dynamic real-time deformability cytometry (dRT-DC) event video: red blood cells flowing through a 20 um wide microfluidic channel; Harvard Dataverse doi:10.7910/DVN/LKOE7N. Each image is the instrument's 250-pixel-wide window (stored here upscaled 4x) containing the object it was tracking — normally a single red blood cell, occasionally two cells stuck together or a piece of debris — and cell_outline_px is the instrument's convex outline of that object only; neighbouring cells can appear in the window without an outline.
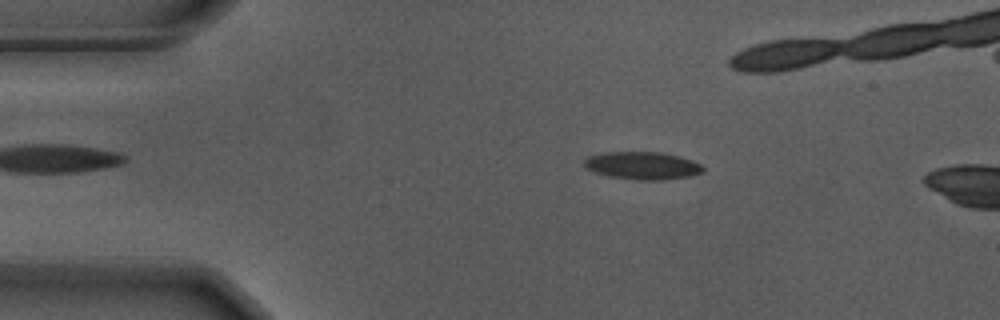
{"species": "Egyptian fruit bat (a non-hibernating species)", "species_latin": "Rousettus aegyptiacus", "temperature_condition": "warm", "stored_images_in_passage": 46, "camera_frame_rate_fps": 3000, "um_per_image_px": 0.085, "animal": {"sex": "male"}, "frame": {"image": 1, "passage_image": 10, "time_ms": 3.0, "image_size_px": [1000, 320], "cell_outline_px": [[704, 172], [688, 176], [664, 180], [636, 180], [608, 176], [596, 172], [588, 168], [584, 164], [584, 160], [588, 156], [604, 152], [660, 152], [692, 160], [700, 164], [704, 168]], "centroid_in_image_um": [54.61, 14.08], "position_along_channel_um": 30.4, "area_um2": 19.02}}
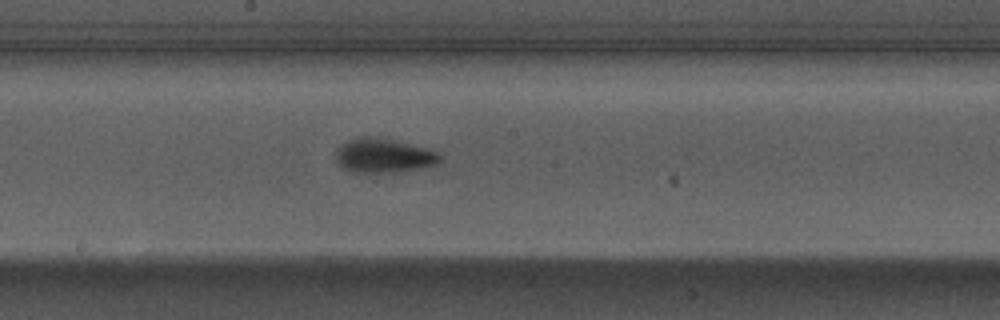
{"frame": {"image": 2, "passage_image": 29, "time_ms": 9.333, "image_size_px": [1000, 320], "cell_outline_px": [[440, 160], [436, 164], [424, 168], [396, 172], [356, 172], [344, 168], [336, 160], [332, 152], [340, 144], [348, 140], [360, 136], [368, 136], [392, 140], [428, 148], [436, 152], [440, 156]], "centroid_in_image_um": [32.56, 13.22], "position_along_channel_um": 215.6, "area_um2": 20.81}}
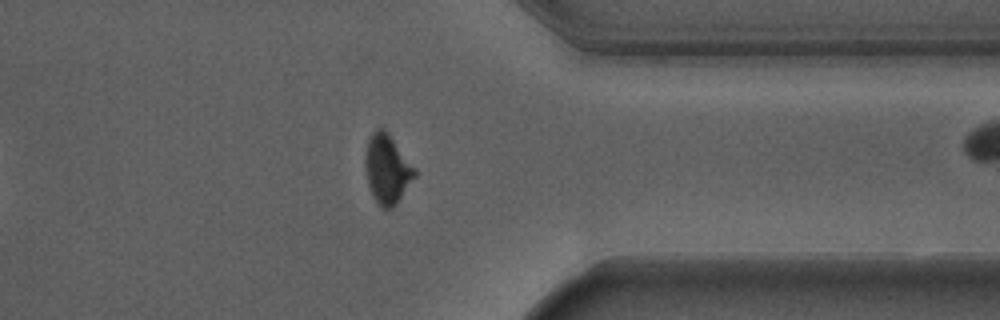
{"frame": {"image": 3, "passage_image": 43, "time_ms": 14.0, "image_size_px": [1000, 320], "cell_outline_px": [[416, 176], [392, 208], [388, 212], [376, 200], [368, 184], [364, 164], [364, 156], [368, 140], [372, 132], [376, 128], [384, 128], [416, 168]], "centroid_in_image_um": [32.9, 14.34], "position_along_channel_um": 378.5, "area_um2": 19.77}, "authors_computed_cell_mechanics": {"area_um2": 19.6231, "velocity_mm_per_s": 3.6828, "shape_relaxation_time_tau1_ms": 3.2515, "shape_relaxation_time_tau2_ms": 1.3261, "deformation_change_tau1": 0.1475, "deformation_change_tau2": 0.0616}}